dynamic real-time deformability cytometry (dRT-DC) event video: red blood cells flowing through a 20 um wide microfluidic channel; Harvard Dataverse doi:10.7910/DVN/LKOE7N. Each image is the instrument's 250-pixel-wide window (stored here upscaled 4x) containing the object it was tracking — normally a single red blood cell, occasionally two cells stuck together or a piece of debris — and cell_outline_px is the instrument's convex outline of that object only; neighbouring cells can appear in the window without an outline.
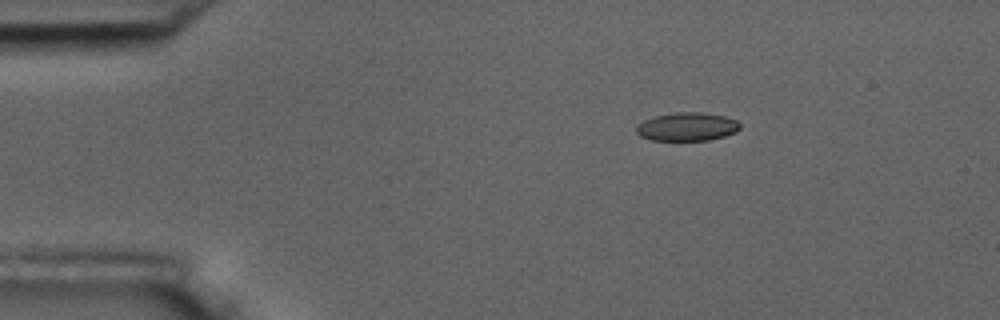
{"species": "common noctule bat (a hibernating species)", "species_latin": "Nyctalus noctula", "temperature_condition": "room temperature", "stored_images_in_passage": 5, "camera_frame_rate_fps": 3000, "um_per_image_px": 0.085, "animal": {"sex": "male", "body_mass_g": 17.5, "forearm_length_mm": 52.3}, "frame": {"image": 1, "passage_image": 3, "time_ms": 2.333, "image_size_px": [1000, 320], "cell_outline_px": [[740, 128], [736, 132], [724, 136], [708, 140], [652, 140], [640, 136], [636, 132], [636, 124], [652, 116], [676, 112], [700, 112], [724, 116], [736, 120], [740, 124]], "centroid_in_image_um": [58.37, 10.76], "position_along_channel_um": 26.6, "area_um2": 17.22}}